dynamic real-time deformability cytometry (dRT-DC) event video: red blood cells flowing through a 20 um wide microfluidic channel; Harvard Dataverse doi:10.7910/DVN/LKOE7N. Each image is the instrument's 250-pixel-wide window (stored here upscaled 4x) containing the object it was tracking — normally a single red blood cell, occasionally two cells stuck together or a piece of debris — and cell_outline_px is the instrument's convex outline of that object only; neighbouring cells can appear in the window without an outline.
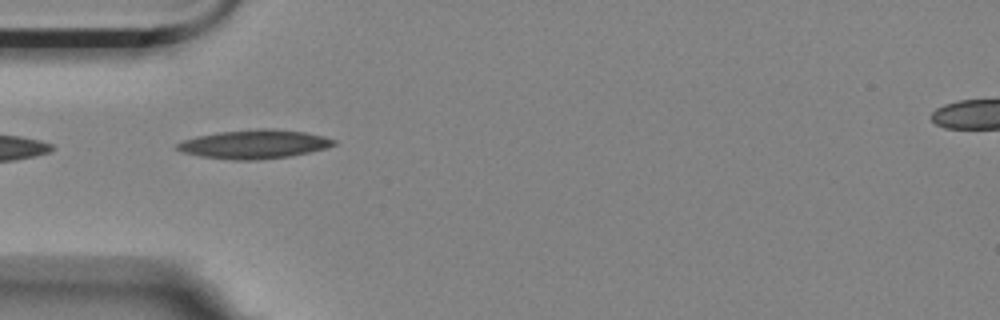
{"species": "Egyptian fruit bat (a non-hibernating species)", "species_latin": "Rousettus aegyptiacus", "temperature_condition": "room temperature", "stored_images_in_passage": 1, "camera_frame_rate_fps": 3000, "um_per_image_px": 0.085, "animal": {"sex": "female"}, "frame": {"image": 1, "passage_image": 1, "time_ms": 0.0, "image_size_px": [1000, 320], "cell_outline_px": [[336, 144], [324, 148], [308, 152], [288, 156], [260, 160], [232, 160], [200, 156], [184, 152], [176, 148], [176, 144], [184, 140], [196, 136], [220, 132], [256, 128], [272, 128], [304, 132], [324, 136], [336, 140]], "centroid_in_image_um": [21.61, 12.25], "position_along_channel_um": 63.4, "area_um2": 26.18}}